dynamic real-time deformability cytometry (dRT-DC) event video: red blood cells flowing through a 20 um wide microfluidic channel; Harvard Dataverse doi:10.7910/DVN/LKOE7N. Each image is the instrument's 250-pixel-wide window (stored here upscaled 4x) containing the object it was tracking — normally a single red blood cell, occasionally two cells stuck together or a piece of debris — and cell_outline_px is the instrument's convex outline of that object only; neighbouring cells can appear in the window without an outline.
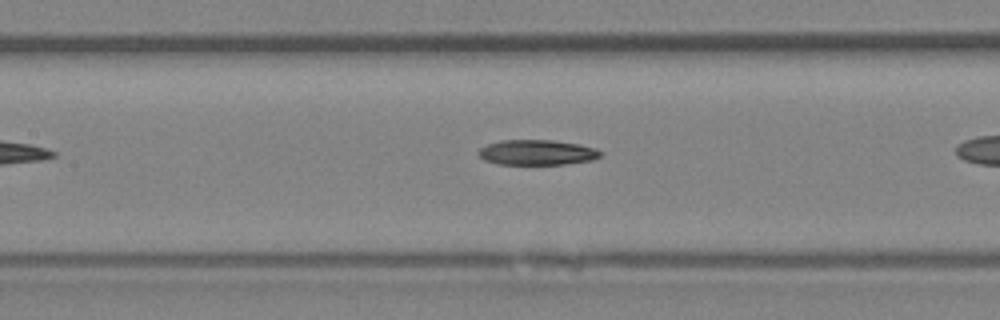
{"species": "Egyptian fruit bat (a non-hibernating species)", "species_latin": "Rousettus aegyptiacus", "temperature_condition": "room temperature", "stored_images_in_passage": 27, "camera_frame_rate_fps": 3000, "um_per_image_px": 0.085, "animal": {"sex": "female"}, "frame": {"image": 1, "passage_image": 12, "time_ms": 3.667, "image_size_px": [1000, 320], "cell_outline_px": [[600, 156], [592, 160], [564, 164], [500, 164], [484, 160], [476, 152], [480, 148], [488, 144], [500, 140], [552, 140], [580, 144], [596, 148], [600, 152]], "centroid_in_image_um": [45.63, 12.95], "position_along_channel_um": 161.8, "area_um2": 17.86}}